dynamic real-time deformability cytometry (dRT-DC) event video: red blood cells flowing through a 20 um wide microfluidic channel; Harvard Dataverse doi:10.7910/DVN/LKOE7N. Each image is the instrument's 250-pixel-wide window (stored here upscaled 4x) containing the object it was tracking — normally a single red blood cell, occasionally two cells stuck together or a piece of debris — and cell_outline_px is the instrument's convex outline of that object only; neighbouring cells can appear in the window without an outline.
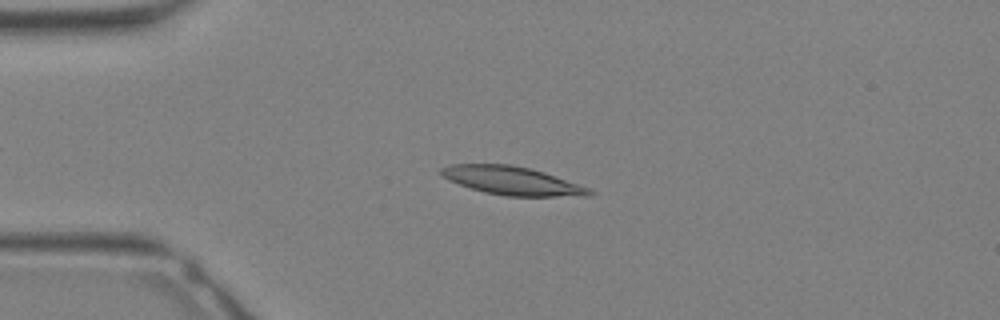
{"species": "Egyptian fruit bat (a non-hibernating species)", "species_latin": "Rousettus aegyptiacus", "temperature_condition": "warm", "stored_images_in_passage": 21, "camera_frame_rate_fps": 3000, "um_per_image_px": 0.085, "animal": {"sex": "female"}, "frame": {"image": 1, "passage_image": 7, "time_ms": 2.0, "image_size_px": [1000, 320], "cell_outline_px": [[596, 192], [588, 196], [504, 196], [484, 192], [460, 184], [444, 176], [440, 172], [440, 168], [452, 164], [512, 164], [544, 172], [588, 188]], "centroid_in_image_um": [43.54, 15.36], "position_along_channel_um": 41.5, "area_um2": 24.1}}
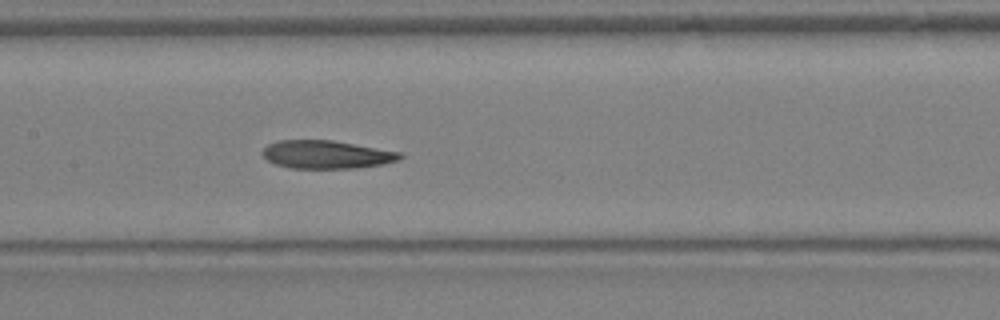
{"frame": {"image": 2, "passage_image": 15, "time_ms": 4.667, "image_size_px": [1000, 320], "cell_outline_px": [[404, 156], [400, 160], [380, 164], [356, 168], [292, 168], [276, 164], [268, 160], [260, 152], [268, 144], [280, 140], [332, 140], [400, 152]], "centroid_in_image_um": [27.74, 13.13], "position_along_channel_um": 179.7, "area_um2": 22.37}}
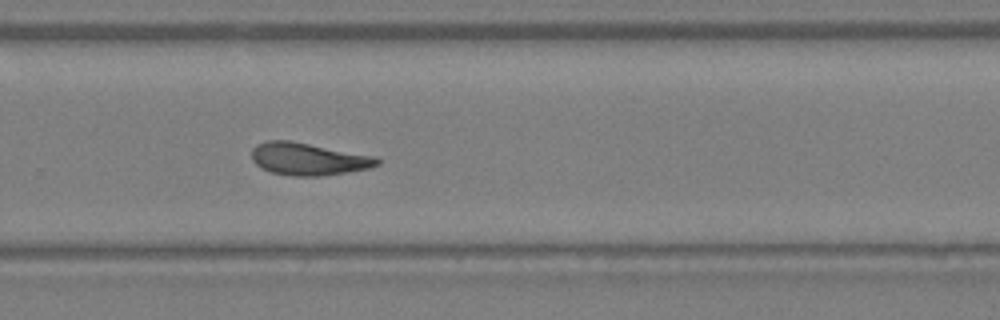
{"frame": {"image": 3, "passage_image": 21, "time_ms": 6.667, "image_size_px": [1000, 320], "cell_outline_px": [[380, 164], [368, 168], [320, 176], [292, 176], [272, 172], [260, 168], [252, 160], [252, 148], [256, 144], [268, 140], [288, 140], [376, 156], [380, 160]], "centroid_in_image_um": [26.18, 13.51], "position_along_channel_um": 303.6, "area_um2": 23.58}}